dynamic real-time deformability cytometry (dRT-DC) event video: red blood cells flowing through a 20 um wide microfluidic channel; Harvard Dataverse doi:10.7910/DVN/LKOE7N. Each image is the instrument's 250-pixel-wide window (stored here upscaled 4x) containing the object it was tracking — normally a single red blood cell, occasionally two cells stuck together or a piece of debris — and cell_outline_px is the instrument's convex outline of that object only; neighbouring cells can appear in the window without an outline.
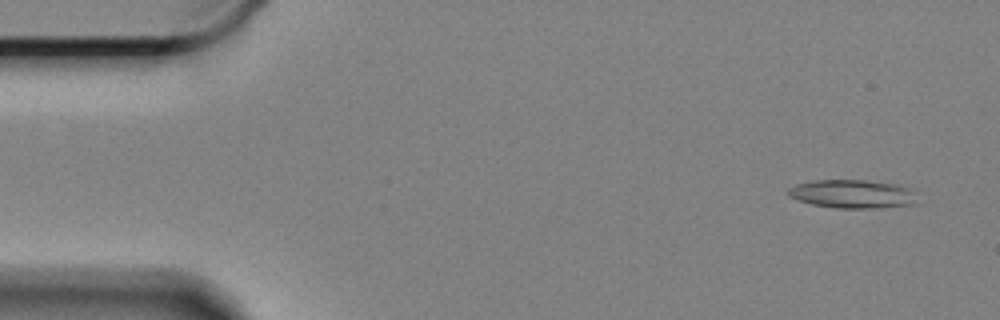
{"species": "Egyptian fruit bat (a non-hibernating species)", "species_latin": "Rousettus aegyptiacus", "temperature_condition": "cold", "stored_images_in_passage": 57, "camera_frame_rate_fps": 3000, "um_per_image_px": 0.085, "animal": {"sex": "female"}, "frame": {"image": 1, "passage_image": 1, "time_ms": 0.0, "image_size_px": [1000, 320], "cell_outline_px": [[916, 204], [864, 208], [840, 208], [812, 204], [788, 196], [788, 188], [796, 184], [812, 180], [868, 180], [896, 184], [908, 188], [916, 192]], "centroid_in_image_um": [72.46, 16.47], "position_along_channel_um": 12.5, "area_um2": 21.27}}
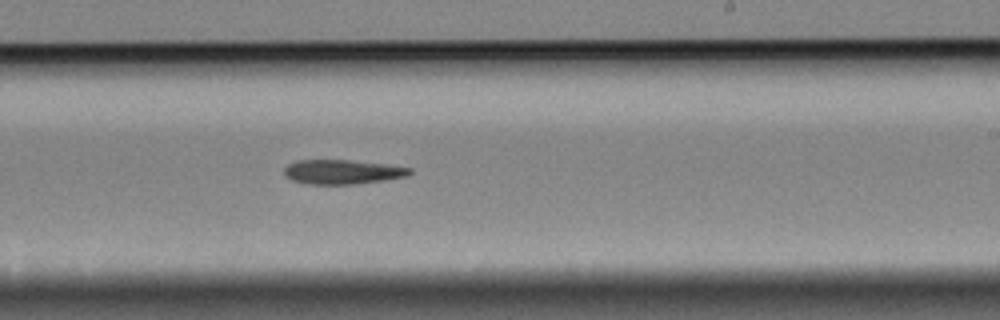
{"frame": {"image": 2, "passage_image": 33, "time_ms": 10.667, "image_size_px": [1000, 320], "cell_outline_px": [[412, 172], [408, 176], [384, 180], [352, 184], [308, 184], [292, 180], [284, 176], [284, 168], [288, 164], [296, 160], [348, 160], [384, 164], [412, 168]], "centroid_in_image_um": [29.07, 14.61], "position_along_channel_um": 259.9, "area_um2": 17.8}}
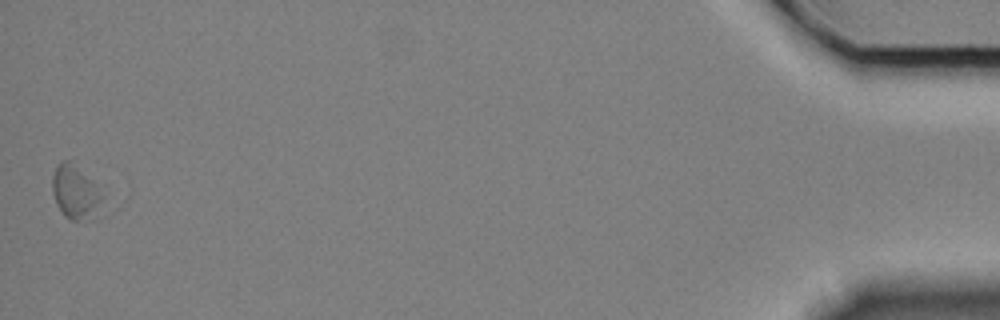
{"frame": {"image": 3, "passage_image": 57, "time_ms": 18.667, "image_size_px": [1000, 320], "cell_outline_px": [[104, 200], [96, 212], [76, 220], [72, 220], [64, 216], [56, 204], [52, 192], [52, 176], [56, 168], [64, 160], [68, 160], [104, 196]], "centroid_in_image_um": [6.34, 16.36], "position_along_channel_um": 428.9, "area_um2": 14.57}, "authors_computed_cell_mechanics": {"area_um2": 18.3804, "velocity_mm_per_s": 3.2751, "shape_relaxation_time_tau1_ms": 8.5217, "shape_relaxation_time_tau2_ms": null, "deformation_change_tau1": 0.1067, "deformation_change_tau2": null}}